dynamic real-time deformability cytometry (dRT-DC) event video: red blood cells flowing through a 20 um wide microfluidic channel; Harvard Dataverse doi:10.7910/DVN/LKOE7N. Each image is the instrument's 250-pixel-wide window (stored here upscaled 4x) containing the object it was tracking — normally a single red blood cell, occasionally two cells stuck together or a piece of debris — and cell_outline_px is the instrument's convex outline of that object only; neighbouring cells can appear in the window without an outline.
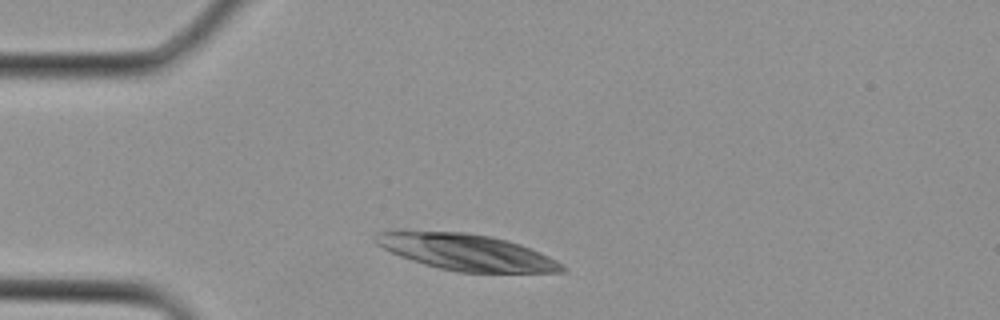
{"species": "Egyptian fruit bat (a non-hibernating species)", "species_latin": "Rousettus aegyptiacus", "temperature_condition": "cold", "stored_images_in_passage": 1, "camera_frame_rate_fps": 3000, "um_per_image_px": 0.085, "animal": {"sex": "female"}, "frame": {"image": 1, "passage_image": 1, "time_ms": 0.0, "image_size_px": [1000, 320], "cell_outline_px": [[568, 272], [460, 272], [440, 268], [424, 264], [400, 256], [376, 244], [376, 232], [400, 228], [468, 232], [508, 240], [520, 244], [540, 252], [564, 264], [568, 268]], "centroid_in_image_um": [39.6, 21.39], "position_along_channel_um": 45.4, "area_um2": 40.11}}